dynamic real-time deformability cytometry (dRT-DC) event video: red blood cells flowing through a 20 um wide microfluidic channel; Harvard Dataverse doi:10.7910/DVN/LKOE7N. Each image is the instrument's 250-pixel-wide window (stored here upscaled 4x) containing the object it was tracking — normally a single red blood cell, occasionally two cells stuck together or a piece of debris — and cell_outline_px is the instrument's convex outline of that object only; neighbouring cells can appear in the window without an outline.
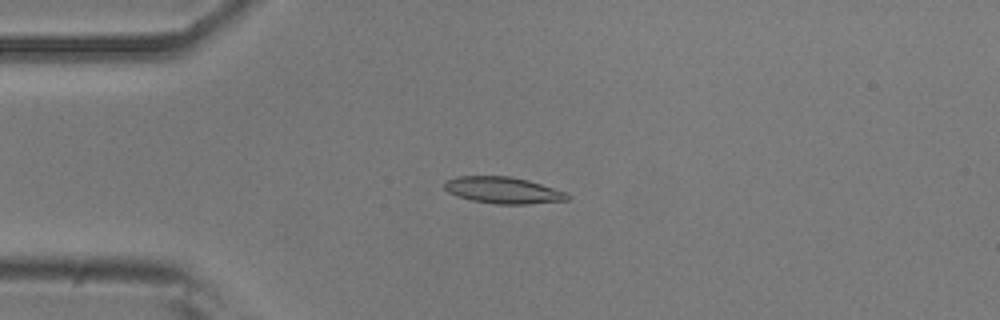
{"species": "common noctule bat (a hibernating species)", "species_latin": "Nyctalus noctula", "temperature_condition": "room temperature", "stored_images_in_passage": 40, "camera_frame_rate_fps": 3000, "um_per_image_px": 0.085, "animal": {"sex": "male", "body_mass_g": 20.5, "forearm_length_mm": 52.5}, "frame": {"image": 1, "passage_image": 1, "time_ms": 0.0, "image_size_px": [1000, 320], "cell_outline_px": [[572, 196], [568, 200], [528, 204], [496, 204], [472, 200], [448, 192], [444, 188], [444, 180], [456, 176], [512, 176], [528, 180], [568, 192]], "centroid_in_image_um": [42.8, 16.16], "position_along_channel_um": 42.2, "area_um2": 19.19}}
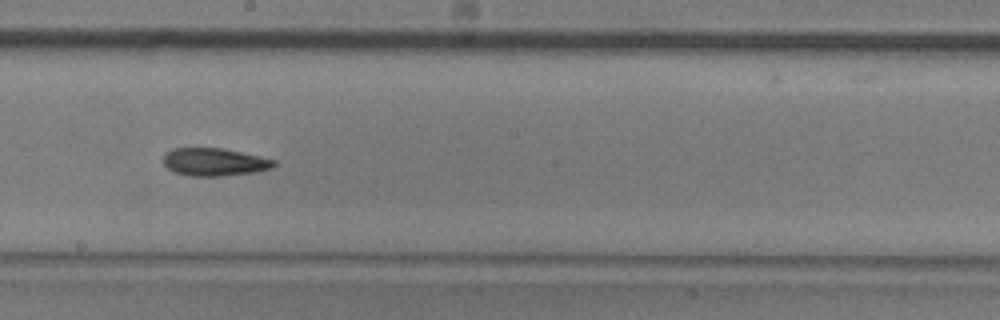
{"frame": {"image": 2, "passage_image": 17, "time_ms": 5.333, "image_size_px": [1000, 320], "cell_outline_px": [[276, 164], [272, 168], [256, 172], [220, 176], [192, 176], [176, 172], [168, 168], [164, 164], [164, 152], [172, 148], [220, 148], [240, 152], [276, 160]], "centroid_in_image_um": [18.22, 13.77], "position_along_channel_um": 230.0, "area_um2": 17.8}}
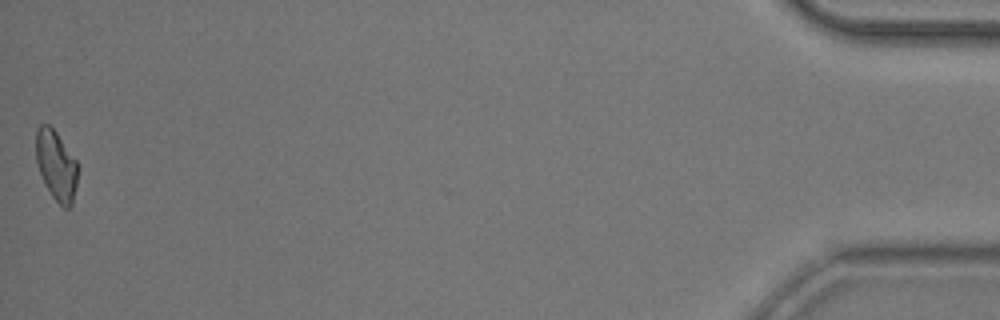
{"frame": {"image": 3, "passage_image": 40, "time_ms": 13.0, "image_size_px": [1000, 320], "cell_outline_px": [[80, 168], [72, 204], [68, 208], [64, 208], [52, 196], [44, 184], [36, 160], [36, 128], [40, 124], [48, 124], [56, 132], [76, 160]], "centroid_in_image_um": [4.79, 14.06], "position_along_channel_um": 430.4, "area_um2": 17.11}, "authors_computed_cell_mechanics": {"area_um2": 17.8313, "velocity_mm_per_s": 3.8933, "shape_relaxation_time_tau1_ms": 5.8981, "shape_relaxation_time_tau2_ms": 7.701, "deformation_change_tau1": 0.1436, "deformation_change_tau2": 0.1576}}